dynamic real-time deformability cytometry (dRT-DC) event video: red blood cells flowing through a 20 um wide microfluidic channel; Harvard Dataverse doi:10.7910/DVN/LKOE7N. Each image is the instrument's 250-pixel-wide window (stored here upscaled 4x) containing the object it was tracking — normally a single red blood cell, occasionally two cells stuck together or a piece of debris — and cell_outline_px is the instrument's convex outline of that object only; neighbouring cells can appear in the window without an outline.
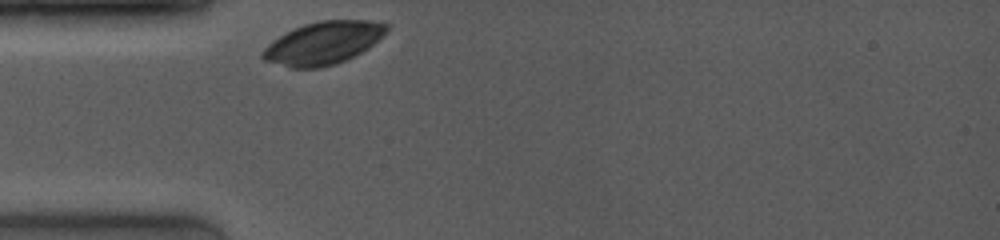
{"species": "common noctule bat (a hibernating species)", "species_latin": "Nyctalus noctula", "temperature_condition": "room temperature", "stored_images_in_passage": 14, "camera_frame_rate_fps": 4000, "um_per_image_px": 0.085, "animal": {"sex": "female", "body_mass_g": 19.0, "forearm_length_mm": 53.3}, "frame": {"image": 1, "passage_image": 1, "time_ms": 0.0, "image_size_px": [1000, 240], "cell_outline_px": [[388, 28], [368, 48], [336, 64], [320, 68], [292, 68], [264, 60], [260, 56], [260, 52], [268, 44], [280, 36], [304, 24], [320, 20], [364, 20], [388, 24]], "centroid_in_image_um": [27.43, 3.66], "position_along_channel_um": 57.6, "area_um2": 30.29}}